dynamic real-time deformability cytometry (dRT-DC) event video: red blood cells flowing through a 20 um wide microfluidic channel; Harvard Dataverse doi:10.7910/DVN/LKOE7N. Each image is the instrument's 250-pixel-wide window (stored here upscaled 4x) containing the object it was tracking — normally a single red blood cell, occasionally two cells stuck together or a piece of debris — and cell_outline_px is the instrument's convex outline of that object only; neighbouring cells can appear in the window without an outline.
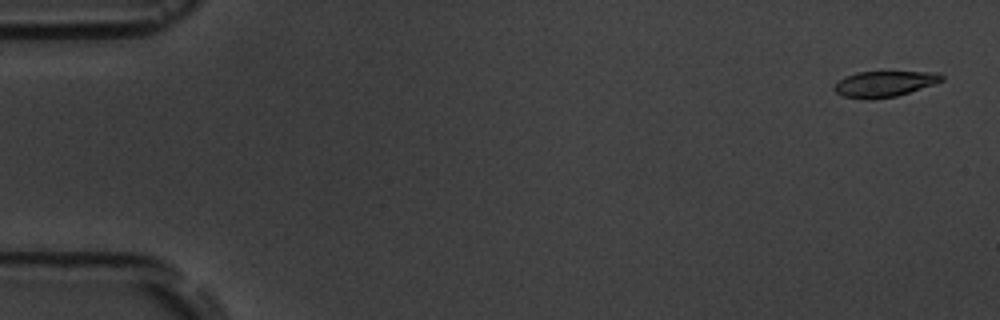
{"species": "common noctule bat (a hibernating species)", "species_latin": "Nyctalus noctula", "temperature_condition": "room temperature", "stored_images_in_passage": 4, "camera_frame_rate_fps": 3000, "um_per_image_px": 0.085, "animal": {"sex": "male", "body_mass_g": 19.5, "forearm_length_mm": 54.6}, "frame": {"image": 1, "passage_image": 1, "time_ms": 0.0, "image_size_px": [1000, 320], "cell_outline_px": [[944, 80], [896, 96], [872, 100], [844, 96], [836, 92], [832, 88], [840, 80], [856, 72], [936, 72], [944, 76]], "centroid_in_image_um": [75.16, 7.13], "position_along_channel_um": 9.8, "area_um2": 15.84}}
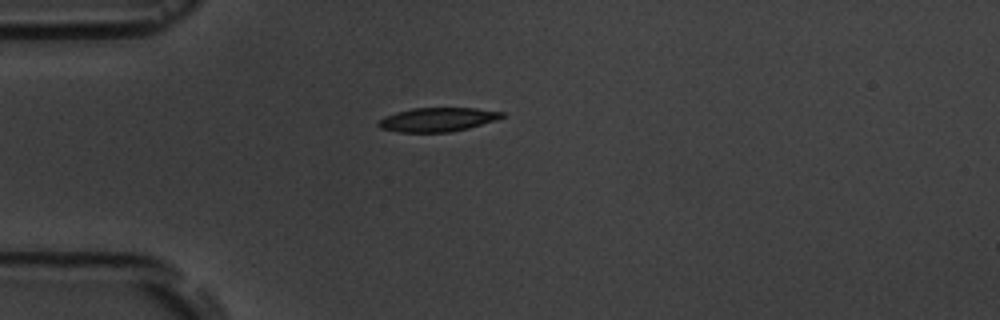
{"frame": {"image": 2, "passage_image": 4, "time_ms": 4.333, "image_size_px": [1000, 320], "cell_outline_px": [[504, 116], [496, 120], [468, 128], [448, 132], [396, 132], [380, 128], [376, 124], [384, 116], [396, 112], [412, 108], [476, 108], [504, 112]], "centroid_in_image_um": [37.16, 10.16], "position_along_channel_um": 47.8, "area_um2": 17.22}}